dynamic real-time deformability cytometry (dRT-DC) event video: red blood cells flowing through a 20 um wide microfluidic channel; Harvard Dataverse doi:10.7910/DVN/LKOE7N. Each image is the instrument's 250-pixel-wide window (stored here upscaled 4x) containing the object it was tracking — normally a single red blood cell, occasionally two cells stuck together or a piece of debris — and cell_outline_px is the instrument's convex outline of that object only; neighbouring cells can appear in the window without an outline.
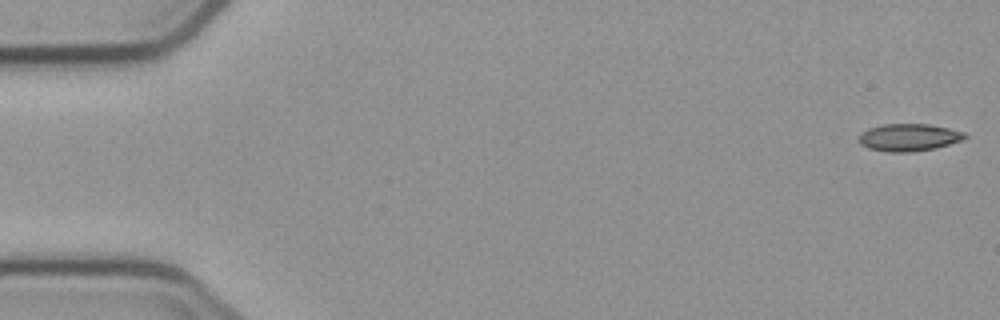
{"species": "common noctule bat (a hibernating species)", "species_latin": "Nyctalus noctula", "temperature_condition": "cold", "stored_images_in_passage": 4, "camera_frame_rate_fps": 3000, "um_per_image_px": 0.085, "animal": {"sex": "male", "body_mass_g": 23.1, "forearm_length_mm": 52.7}, "frame": {"image": 1, "passage_image": 1, "time_ms": 0.0, "image_size_px": [1000, 320], "cell_outline_px": [[968, 136], [964, 140], [936, 148], [912, 152], [888, 152], [868, 148], [860, 144], [860, 132], [868, 128], [884, 124], [928, 124], [948, 128], [964, 132]], "centroid_in_image_um": [77.27, 11.68], "position_along_channel_um": 7.7, "area_um2": 16.99}}